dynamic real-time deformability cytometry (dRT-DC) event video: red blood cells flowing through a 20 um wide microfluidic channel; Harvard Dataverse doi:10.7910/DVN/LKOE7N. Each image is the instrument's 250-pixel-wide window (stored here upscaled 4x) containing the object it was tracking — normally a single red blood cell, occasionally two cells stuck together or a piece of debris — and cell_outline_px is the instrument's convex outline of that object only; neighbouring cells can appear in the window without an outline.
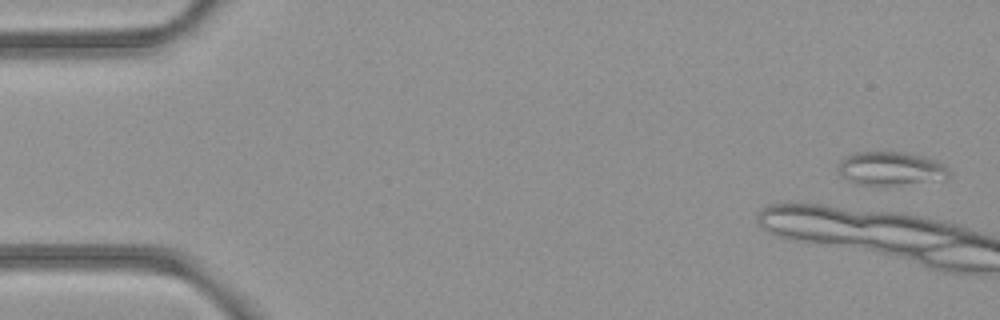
{"species": "common noctule bat (a hibernating species)", "species_latin": "Nyctalus noctula", "temperature_condition": "room temperature", "stored_images_in_passage": 5, "camera_frame_rate_fps": 3000, "um_per_image_px": 0.085, "animal": {"sex": "female", "body_mass_g": 21.9}, "frame": {"image": 1, "passage_image": 1, "time_ms": 0.0, "image_size_px": [1000, 320], "cell_outline_px": [[952, 176], [880, 188], [856, 184], [840, 176], [840, 164], [848, 156], [856, 152], [900, 152], [924, 156], [936, 160], [948, 168]], "centroid_in_image_um": [75.7, 14.36], "position_along_channel_um": 9.3, "area_um2": 21.68}}